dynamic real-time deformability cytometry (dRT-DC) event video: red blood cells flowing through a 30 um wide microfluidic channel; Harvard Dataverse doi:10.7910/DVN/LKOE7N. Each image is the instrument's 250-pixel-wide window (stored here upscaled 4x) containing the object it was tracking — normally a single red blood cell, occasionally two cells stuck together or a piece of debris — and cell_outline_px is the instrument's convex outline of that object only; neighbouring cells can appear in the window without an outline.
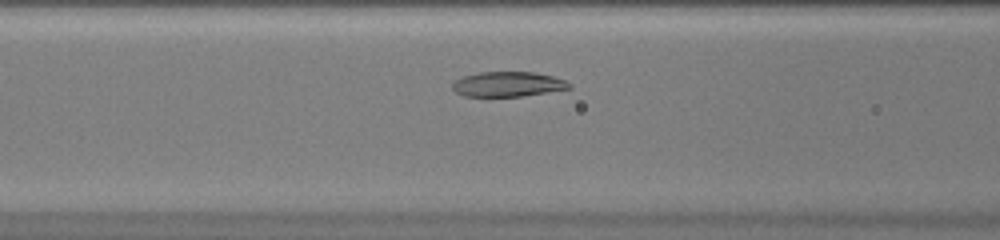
{"species": "common noctule bat (a hibernating species)", "species_latin": "Nyctalus noctula", "temperature_condition": "warm", "stored_images_in_passage": 30, "camera_frame_rate_fps": 3000, "um_per_image_px": 0.085, "animal": {"sex": "female", "body_mass_g": 20.0, "forearm_length_mm": 54.0}, "frame": {"image": 1, "passage_image": 8, "time_ms": 2.333, "image_size_px": [1000, 240], "cell_outline_px": [[572, 88], [520, 96], [464, 96], [456, 92], [452, 88], [452, 84], [456, 80], [464, 76], [476, 72], [536, 72], [552, 76], [564, 80], [572, 84]], "centroid_in_image_um": [43.17, 7.15], "position_along_channel_um": 123.4, "area_um2": 16.88}}
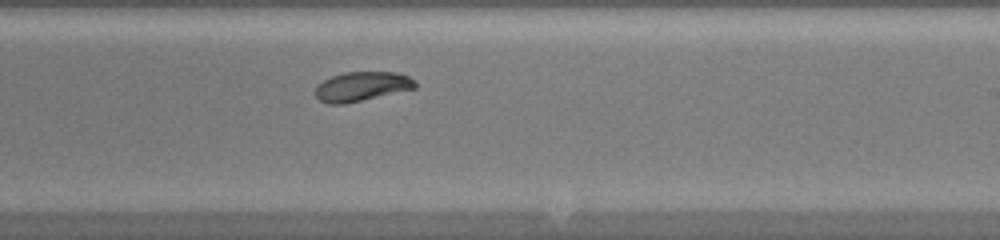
{"frame": {"image": 2, "passage_image": 17, "time_ms": 5.333, "image_size_px": [1000, 240], "cell_outline_px": [[416, 88], [344, 104], [328, 104], [320, 100], [316, 96], [316, 84], [332, 76], [344, 72], [396, 72], [408, 76], [416, 80]], "centroid_in_image_um": [30.75, 7.34], "position_along_channel_um": 258.3, "area_um2": 17.05}}
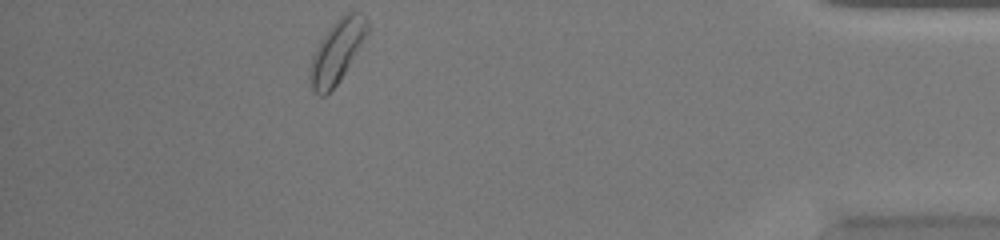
{"frame": {"image": 3, "passage_image": 30, "time_ms": 9.667, "image_size_px": [1000, 240], "cell_outline_px": [[368, 32], [344, 72], [336, 84], [324, 96], [320, 96], [312, 92], [308, 84], [308, 72], [312, 56], [320, 40], [332, 24], [340, 16], [348, 12], [360, 12], [368, 20]], "centroid_in_image_um": [28.58, 4.39], "position_along_channel_um": 406.6, "area_um2": 20.75}}